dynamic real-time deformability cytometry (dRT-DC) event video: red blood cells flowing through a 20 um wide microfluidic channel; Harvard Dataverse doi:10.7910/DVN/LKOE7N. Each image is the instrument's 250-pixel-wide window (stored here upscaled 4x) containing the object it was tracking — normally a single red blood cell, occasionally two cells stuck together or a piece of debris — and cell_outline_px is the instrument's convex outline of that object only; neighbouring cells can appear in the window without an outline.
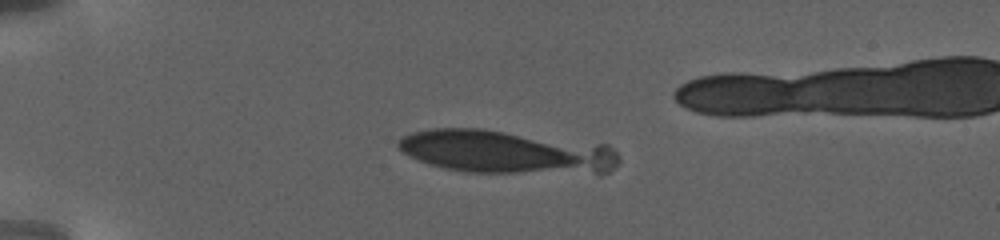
{"species": "human", "species_latin": "Homo sapiens", "temperature_condition": "warm", "stored_images_in_passage": 5, "camera_frame_rate_fps": 3000, "um_per_image_px": 0.085, "donor": {"sex": "female"}, "frame": {"image": 1, "passage_image": 1, "time_ms": 0.0, "image_size_px": [1000, 240], "cell_outline_px": [[620, 160], [608, 172], [468, 172], [444, 168], [420, 160], [404, 152], [396, 144], [404, 136], [412, 132], [432, 128], [480, 128], [608, 144], [616, 152]], "centroid_in_image_um": [43.03, 12.88], "position_along_channel_um": 42.0, "area_um2": 55.03}}